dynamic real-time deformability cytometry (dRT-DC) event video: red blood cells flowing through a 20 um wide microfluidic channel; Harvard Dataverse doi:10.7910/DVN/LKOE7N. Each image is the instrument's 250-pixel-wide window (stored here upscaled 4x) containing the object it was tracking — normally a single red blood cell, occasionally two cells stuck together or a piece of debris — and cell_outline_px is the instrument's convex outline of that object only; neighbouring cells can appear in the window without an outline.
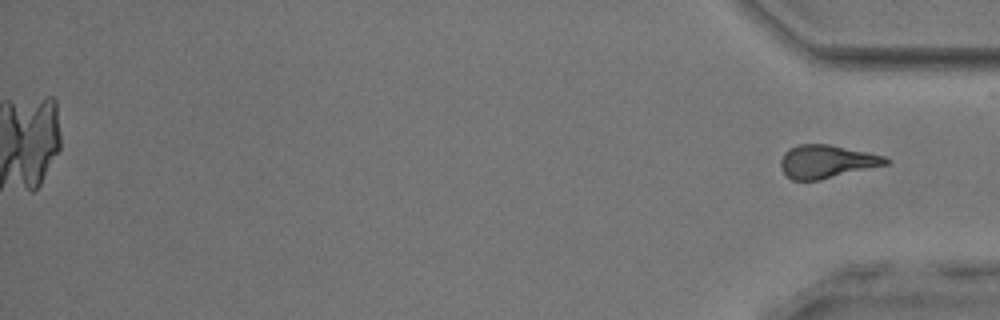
{"species": "common noctule bat (a hibernating species)", "species_latin": "Nyctalus noctula", "temperature_condition": "room temperature", "stored_images_in_passage": 44, "camera_frame_rate_fps": 3000, "um_per_image_px": 0.085, "animal": {"sex": "male", "body_mass_g": 17.9, "forearm_length_mm": 54.2}, "frame": {"image": 1, "passage_image": 44, "time_ms": 14.333, "image_size_px": [1000, 320], "cell_outline_px": [[888, 164], [816, 180], [792, 180], [784, 172], [780, 164], [784, 156], [792, 148], [800, 144], [824, 144], [880, 156], [888, 160]], "centroid_in_image_um": [70.21, 13.75], "position_along_channel_um": 365.0, "area_um2": 19.07}}